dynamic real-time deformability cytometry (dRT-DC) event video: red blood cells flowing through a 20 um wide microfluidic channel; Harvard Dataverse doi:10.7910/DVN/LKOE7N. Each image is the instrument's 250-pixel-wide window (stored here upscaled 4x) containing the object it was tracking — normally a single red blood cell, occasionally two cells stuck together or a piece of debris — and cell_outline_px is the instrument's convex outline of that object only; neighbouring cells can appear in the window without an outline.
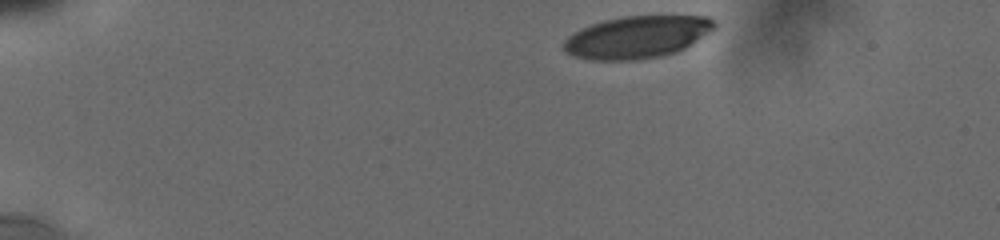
{"species": "human", "species_latin": "Homo sapiens", "temperature_condition": "cold", "stored_images_in_passage": 4, "camera_frame_rate_fps": 3000, "um_per_image_px": 0.085, "donor": {"sex": "male"}, "frame": {"image": 1, "passage_image": 1, "time_ms": 0.0, "image_size_px": [1000, 240], "cell_outline_px": [[716, 28], [684, 48], [676, 52], [660, 56], [636, 60], [592, 60], [572, 56], [564, 52], [564, 40], [568, 36], [580, 28], [604, 20], [624, 16], [708, 16], [716, 20]], "centroid_in_image_um": [54.14, 3.15], "position_along_channel_um": 30.9, "area_um2": 37.17}}